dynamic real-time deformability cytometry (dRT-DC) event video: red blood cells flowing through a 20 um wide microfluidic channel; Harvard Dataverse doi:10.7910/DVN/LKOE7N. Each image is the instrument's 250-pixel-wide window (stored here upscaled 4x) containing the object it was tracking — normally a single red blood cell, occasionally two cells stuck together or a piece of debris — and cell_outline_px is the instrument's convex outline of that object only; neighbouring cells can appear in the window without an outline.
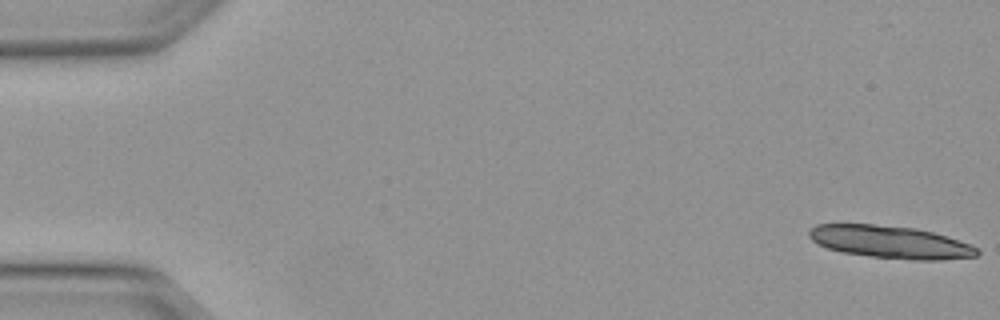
{"species": "Egyptian fruit bat (a non-hibernating species)", "species_latin": "Rousettus aegyptiacus", "temperature_condition": "warm", "stored_images_in_passage": 14, "camera_frame_rate_fps": 3000, "um_per_image_px": 0.085, "animal": {"sex": "female"}, "frame": {"image": 1, "passage_image": 1, "time_ms": 0.0, "image_size_px": [1000, 320], "cell_outline_px": [[980, 252], [976, 256], [940, 260], [912, 260], [872, 256], [844, 252], [828, 248], [816, 244], [808, 236], [808, 232], [816, 224], [872, 224], [916, 228], [932, 232], [968, 244], [976, 248]], "centroid_in_image_um": [75.63, 20.57], "position_along_channel_um": 9.4, "area_um2": 31.5}}